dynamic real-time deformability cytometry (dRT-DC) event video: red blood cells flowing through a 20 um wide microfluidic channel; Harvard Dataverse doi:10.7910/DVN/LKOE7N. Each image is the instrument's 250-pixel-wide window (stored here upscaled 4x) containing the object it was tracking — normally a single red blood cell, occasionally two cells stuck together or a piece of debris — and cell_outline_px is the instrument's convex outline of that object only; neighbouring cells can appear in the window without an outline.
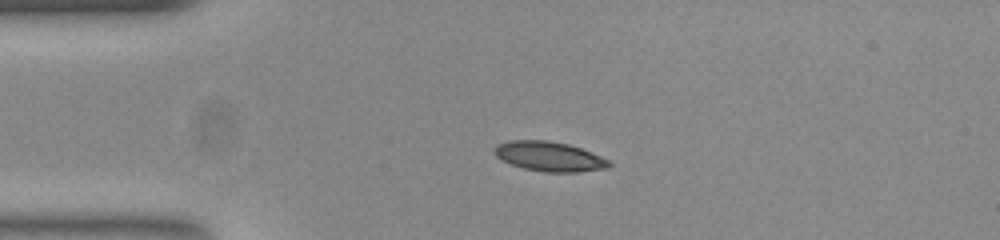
{"species": "common noctule bat (a hibernating species)", "species_latin": "Nyctalus noctula", "temperature_condition": "room temperature", "stored_images_in_passage": 51, "camera_frame_rate_fps": 3000, "um_per_image_px": 0.085, "animal": {"sex": "female", "body_mass_g": 23.0, "forearm_length_mm": 53.4}, "frame": {"image": 1, "passage_image": 11, "time_ms": 3.333, "image_size_px": [1000, 240], "cell_outline_px": [[612, 164], [608, 168], [576, 172], [544, 172], [524, 168], [512, 164], [496, 156], [496, 144], [512, 140], [548, 140], [568, 144], [592, 152], [608, 160]], "centroid_in_image_um": [46.73, 13.29], "position_along_channel_um": 38.3, "area_um2": 19.59}}
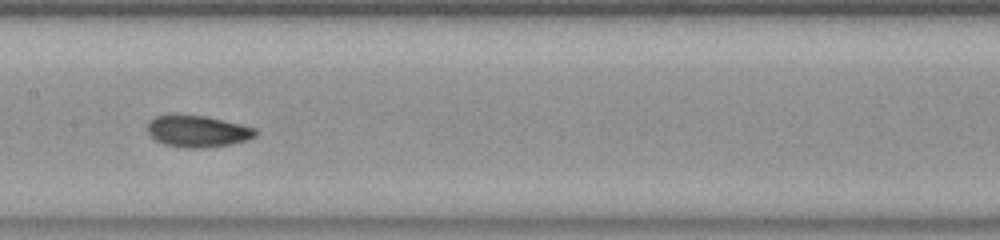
{"frame": {"image": 2, "passage_image": 25, "time_ms": 8.0, "image_size_px": [1000, 240], "cell_outline_px": [[256, 136], [248, 140], [228, 144], [200, 148], [188, 148], [164, 144], [156, 140], [148, 132], [148, 120], [156, 116], [168, 112], [176, 112], [208, 116], [256, 128]], "centroid_in_image_um": [16.75, 11.1], "position_along_channel_um": 190.7, "area_um2": 20.4}}
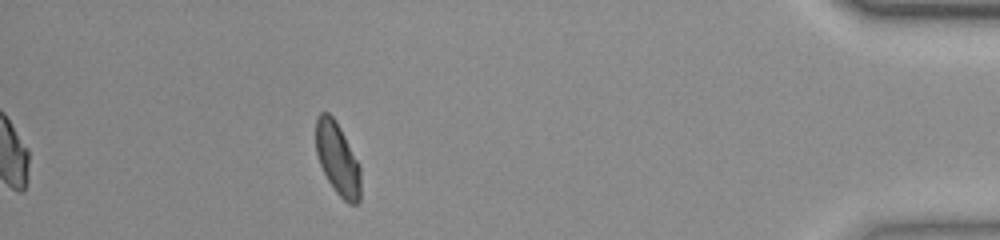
{"frame": {"image": 3, "passage_image": 46, "time_ms": 15.0, "image_size_px": [1000, 240], "cell_outline_px": [[360, 200], [356, 204], [348, 204], [336, 192], [328, 180], [320, 164], [316, 152], [316, 116], [320, 112], [328, 112], [336, 120], [360, 164]], "centroid_in_image_um": [28.7, 13.48], "position_along_channel_um": 406.5, "area_um2": 18.96}, "authors_computed_cell_mechanics": {"area_um2": 19.1896, "velocity_mm_per_s": 3.8778, "shape_relaxation_time_tau1_ms": 3.9183, "shape_relaxation_time_tau2_ms": 2.3282, "deformation_change_tau1": 0.1222, "deformation_change_tau2": 0.0674}}